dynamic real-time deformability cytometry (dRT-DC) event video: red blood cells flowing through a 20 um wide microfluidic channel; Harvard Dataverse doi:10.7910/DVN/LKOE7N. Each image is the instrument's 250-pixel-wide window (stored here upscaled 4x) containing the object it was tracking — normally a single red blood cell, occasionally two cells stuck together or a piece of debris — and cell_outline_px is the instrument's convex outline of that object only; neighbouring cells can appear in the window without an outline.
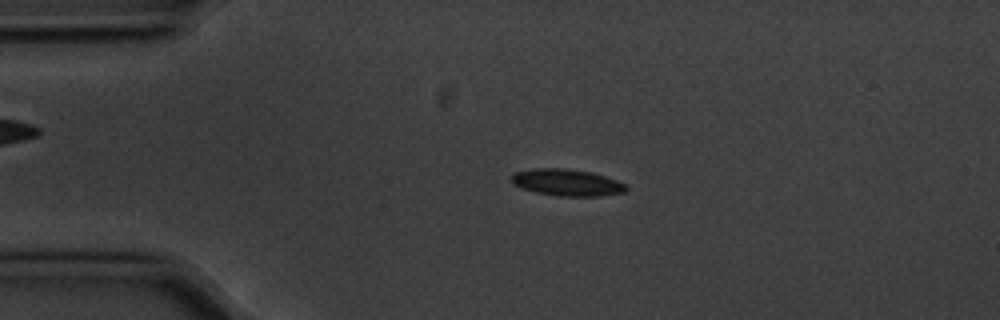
{"species": "common noctule bat (a hibernating species)", "species_latin": "Nyctalus noctula", "temperature_condition": "cold", "stored_images_in_passage": 4, "camera_frame_rate_fps": 3000, "um_per_image_px": 0.085, "animal": {"sex": "male", "body_mass_g": 20.1, "forearm_length_mm": 53.5}, "frame": {"image": 1, "passage_image": 3, "time_ms": 0.667, "image_size_px": [1000, 320], "cell_outline_px": [[628, 188], [624, 192], [600, 196], [560, 196], [536, 192], [520, 188], [512, 184], [512, 176], [516, 172], [536, 168], [568, 168], [592, 172], [616, 180], [624, 184]], "centroid_in_image_um": [48.18, 15.51], "position_along_channel_um": 36.8, "area_um2": 17.8}}
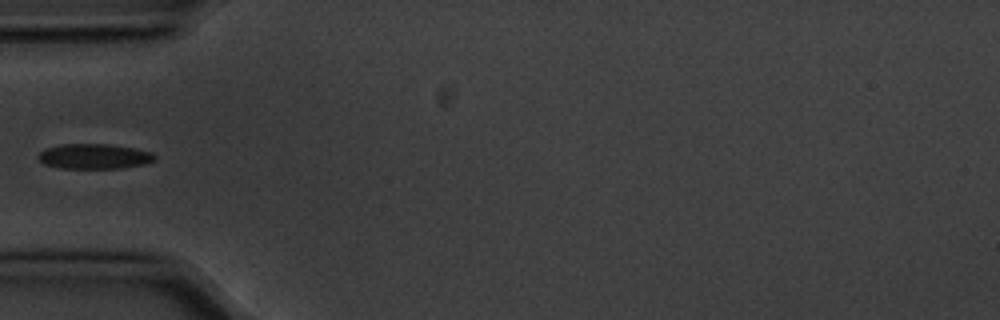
{"frame": {"image": 2, "passage_image": 4, "time_ms": 1.0, "image_size_px": [1000, 320], "cell_outline_px": [[156, 160], [144, 164], [120, 168], [60, 168], [44, 164], [36, 156], [44, 148], [60, 144], [108, 144], [136, 148], [152, 152], [156, 156]], "centroid_in_image_um": [8.0, 13.28], "position_along_channel_um": 77.0, "area_um2": 17.17}}